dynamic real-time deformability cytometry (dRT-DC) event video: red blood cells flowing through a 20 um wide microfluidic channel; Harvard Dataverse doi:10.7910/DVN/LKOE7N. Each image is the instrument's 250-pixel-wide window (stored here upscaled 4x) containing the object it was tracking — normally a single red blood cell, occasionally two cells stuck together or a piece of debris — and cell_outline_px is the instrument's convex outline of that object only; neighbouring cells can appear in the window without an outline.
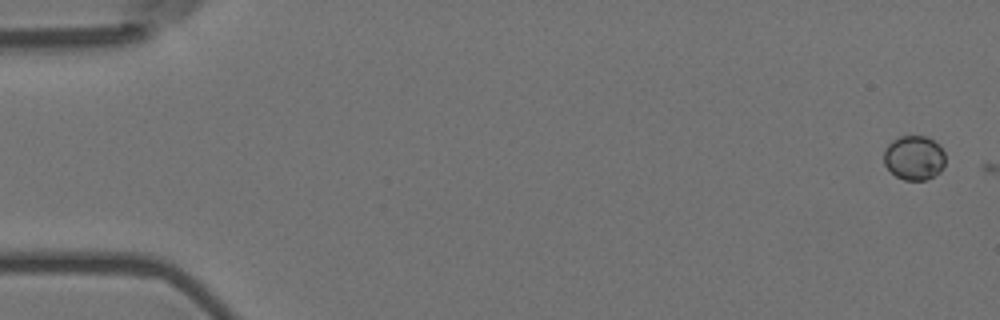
{"species": "Egyptian fruit bat (a non-hibernating species)", "species_latin": "Rousettus aegyptiacus", "temperature_condition": "room temperature", "stored_images_in_passage": 2, "camera_frame_rate_fps": 3000, "um_per_image_px": 0.085, "animal": {"sex": "female"}, "frame": {"image": 1, "passage_image": 1, "time_ms": 0.0, "image_size_px": [1000, 320], "cell_outline_px": [[944, 164], [940, 172], [924, 180], [904, 180], [896, 176], [884, 164], [884, 148], [892, 140], [900, 136], [924, 136], [940, 144], [944, 152]], "centroid_in_image_um": [77.69, 13.4], "position_along_channel_um": 7.3, "area_um2": 15.9}}